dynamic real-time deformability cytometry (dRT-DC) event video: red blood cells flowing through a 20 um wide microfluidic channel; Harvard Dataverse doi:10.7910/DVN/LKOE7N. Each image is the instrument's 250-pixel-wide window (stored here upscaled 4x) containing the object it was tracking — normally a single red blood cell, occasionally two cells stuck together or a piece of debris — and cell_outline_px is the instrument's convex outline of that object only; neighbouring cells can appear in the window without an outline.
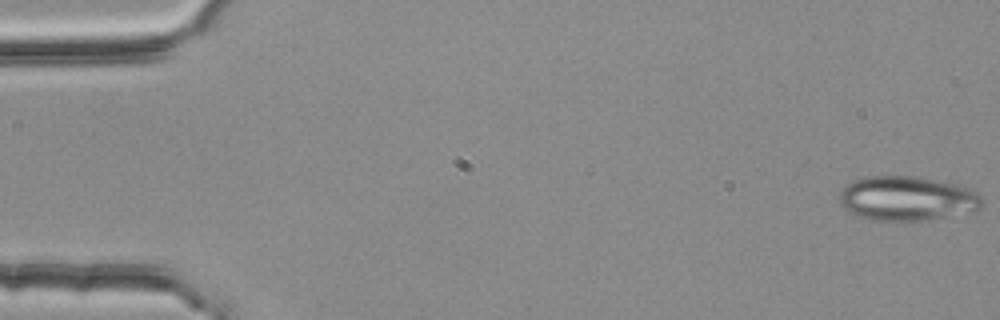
{"species": "common noctule bat (a hibernating species)", "species_latin": "Nyctalus noctula", "temperature_condition": "room temperature", "stored_images_in_passage": 5, "camera_frame_rate_fps": 3000, "um_per_image_px": 0.085, "animal": {"sex": "female", "body_mass_g": 25.1}, "frame": {"image": 1, "passage_image": 1, "time_ms": 0.0, "image_size_px": [1000, 320], "cell_outline_px": [[984, 204], [976, 212], [924, 220], [868, 220], [856, 216], [848, 212], [840, 204], [840, 192], [852, 180], [868, 176], [916, 176], [956, 184], [976, 192], [984, 196]], "centroid_in_image_um": [77.13, 16.88], "position_along_channel_um": 7.9, "area_um2": 37.34}}